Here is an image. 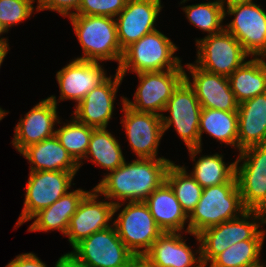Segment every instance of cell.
Returning <instances> with one entry per match:
<instances>
[{
  "label": "cell",
  "instance_id": "9c48e42d",
  "mask_svg": "<svg viewBox=\"0 0 266 267\" xmlns=\"http://www.w3.org/2000/svg\"><path fill=\"white\" fill-rule=\"evenodd\" d=\"M196 65L208 72L229 77L243 65L249 54L225 28L216 34L196 39Z\"/></svg>",
  "mask_w": 266,
  "mask_h": 267
},
{
  "label": "cell",
  "instance_id": "7bdbcfd3",
  "mask_svg": "<svg viewBox=\"0 0 266 267\" xmlns=\"http://www.w3.org/2000/svg\"><path fill=\"white\" fill-rule=\"evenodd\" d=\"M8 112L0 108V121L6 116Z\"/></svg>",
  "mask_w": 266,
  "mask_h": 267
},
{
  "label": "cell",
  "instance_id": "ab89813d",
  "mask_svg": "<svg viewBox=\"0 0 266 267\" xmlns=\"http://www.w3.org/2000/svg\"><path fill=\"white\" fill-rule=\"evenodd\" d=\"M222 4L224 5L226 3V6L235 4V3H245V2H253V0H220Z\"/></svg>",
  "mask_w": 266,
  "mask_h": 267
},
{
  "label": "cell",
  "instance_id": "8fae6325",
  "mask_svg": "<svg viewBox=\"0 0 266 267\" xmlns=\"http://www.w3.org/2000/svg\"><path fill=\"white\" fill-rule=\"evenodd\" d=\"M76 173L77 171H30L24 207L15 227L32 220L40 210L67 194Z\"/></svg>",
  "mask_w": 266,
  "mask_h": 267
},
{
  "label": "cell",
  "instance_id": "3957f363",
  "mask_svg": "<svg viewBox=\"0 0 266 267\" xmlns=\"http://www.w3.org/2000/svg\"><path fill=\"white\" fill-rule=\"evenodd\" d=\"M69 19L84 53L77 59L94 62L114 60L119 67L124 51L118 41L115 18L71 15Z\"/></svg>",
  "mask_w": 266,
  "mask_h": 267
},
{
  "label": "cell",
  "instance_id": "d590c367",
  "mask_svg": "<svg viewBox=\"0 0 266 267\" xmlns=\"http://www.w3.org/2000/svg\"><path fill=\"white\" fill-rule=\"evenodd\" d=\"M36 11L51 10L57 11L64 17L72 15L70 10L77 12L81 0H37Z\"/></svg>",
  "mask_w": 266,
  "mask_h": 267
},
{
  "label": "cell",
  "instance_id": "30bf717a",
  "mask_svg": "<svg viewBox=\"0 0 266 267\" xmlns=\"http://www.w3.org/2000/svg\"><path fill=\"white\" fill-rule=\"evenodd\" d=\"M164 111L170 113L169 116L161 115L164 133L174 124L176 132L188 149H200L199 121L202 107L193 88L185 79L169 98Z\"/></svg>",
  "mask_w": 266,
  "mask_h": 267
},
{
  "label": "cell",
  "instance_id": "7a4b0ae2",
  "mask_svg": "<svg viewBox=\"0 0 266 267\" xmlns=\"http://www.w3.org/2000/svg\"><path fill=\"white\" fill-rule=\"evenodd\" d=\"M246 211L237 181L205 187L195 209L188 216L185 232L198 235L209 227L238 218Z\"/></svg>",
  "mask_w": 266,
  "mask_h": 267
},
{
  "label": "cell",
  "instance_id": "f35d334b",
  "mask_svg": "<svg viewBox=\"0 0 266 267\" xmlns=\"http://www.w3.org/2000/svg\"><path fill=\"white\" fill-rule=\"evenodd\" d=\"M9 50V45L7 42H0V67L1 64L5 58V56L7 55Z\"/></svg>",
  "mask_w": 266,
  "mask_h": 267
},
{
  "label": "cell",
  "instance_id": "4316f807",
  "mask_svg": "<svg viewBox=\"0 0 266 267\" xmlns=\"http://www.w3.org/2000/svg\"><path fill=\"white\" fill-rule=\"evenodd\" d=\"M228 80L238 104L266 93V61L254 57L237 68Z\"/></svg>",
  "mask_w": 266,
  "mask_h": 267
},
{
  "label": "cell",
  "instance_id": "ba28073f",
  "mask_svg": "<svg viewBox=\"0 0 266 267\" xmlns=\"http://www.w3.org/2000/svg\"><path fill=\"white\" fill-rule=\"evenodd\" d=\"M243 164L239 166V163ZM236 179L246 210L266 214V144L254 145L239 152Z\"/></svg>",
  "mask_w": 266,
  "mask_h": 267
},
{
  "label": "cell",
  "instance_id": "1f68e13d",
  "mask_svg": "<svg viewBox=\"0 0 266 267\" xmlns=\"http://www.w3.org/2000/svg\"><path fill=\"white\" fill-rule=\"evenodd\" d=\"M190 23L208 33L207 36L221 32L225 19V6L220 0L185 6L182 8Z\"/></svg>",
  "mask_w": 266,
  "mask_h": 267
},
{
  "label": "cell",
  "instance_id": "4fadbf2b",
  "mask_svg": "<svg viewBox=\"0 0 266 267\" xmlns=\"http://www.w3.org/2000/svg\"><path fill=\"white\" fill-rule=\"evenodd\" d=\"M139 86L134 102L124 98V104L134 111L162 115L169 98L185 79L184 69L137 73ZM159 111V112H158Z\"/></svg>",
  "mask_w": 266,
  "mask_h": 267
},
{
  "label": "cell",
  "instance_id": "8d00e7d4",
  "mask_svg": "<svg viewBox=\"0 0 266 267\" xmlns=\"http://www.w3.org/2000/svg\"><path fill=\"white\" fill-rule=\"evenodd\" d=\"M57 266V262L55 267ZM6 267H47L35 254L24 253L16 256Z\"/></svg>",
  "mask_w": 266,
  "mask_h": 267
},
{
  "label": "cell",
  "instance_id": "9a60e30c",
  "mask_svg": "<svg viewBox=\"0 0 266 267\" xmlns=\"http://www.w3.org/2000/svg\"><path fill=\"white\" fill-rule=\"evenodd\" d=\"M98 197L97 190L91 189L70 218L65 236H68L72 248L93 233L113 226L109 221L113 219L115 205L110 201H97Z\"/></svg>",
  "mask_w": 266,
  "mask_h": 267
},
{
  "label": "cell",
  "instance_id": "83f0119b",
  "mask_svg": "<svg viewBox=\"0 0 266 267\" xmlns=\"http://www.w3.org/2000/svg\"><path fill=\"white\" fill-rule=\"evenodd\" d=\"M90 156L91 162L107 171L117 169L126 161L119 142L107 128H97L92 131L84 158L88 159Z\"/></svg>",
  "mask_w": 266,
  "mask_h": 267
},
{
  "label": "cell",
  "instance_id": "44dd1931",
  "mask_svg": "<svg viewBox=\"0 0 266 267\" xmlns=\"http://www.w3.org/2000/svg\"><path fill=\"white\" fill-rule=\"evenodd\" d=\"M186 244L180 232H164L141 258L150 267H199L201 246L196 253Z\"/></svg>",
  "mask_w": 266,
  "mask_h": 267
},
{
  "label": "cell",
  "instance_id": "cb8c5ba5",
  "mask_svg": "<svg viewBox=\"0 0 266 267\" xmlns=\"http://www.w3.org/2000/svg\"><path fill=\"white\" fill-rule=\"evenodd\" d=\"M163 232H182L188 215L170 185L165 181L144 201Z\"/></svg>",
  "mask_w": 266,
  "mask_h": 267
},
{
  "label": "cell",
  "instance_id": "60d3db41",
  "mask_svg": "<svg viewBox=\"0 0 266 267\" xmlns=\"http://www.w3.org/2000/svg\"><path fill=\"white\" fill-rule=\"evenodd\" d=\"M131 267H150L142 259H137Z\"/></svg>",
  "mask_w": 266,
  "mask_h": 267
},
{
  "label": "cell",
  "instance_id": "f6af8a7d",
  "mask_svg": "<svg viewBox=\"0 0 266 267\" xmlns=\"http://www.w3.org/2000/svg\"><path fill=\"white\" fill-rule=\"evenodd\" d=\"M186 1H188V0H182L180 3L182 4V3H185Z\"/></svg>",
  "mask_w": 266,
  "mask_h": 267
},
{
  "label": "cell",
  "instance_id": "e575fe53",
  "mask_svg": "<svg viewBox=\"0 0 266 267\" xmlns=\"http://www.w3.org/2000/svg\"><path fill=\"white\" fill-rule=\"evenodd\" d=\"M127 0H81L77 12L72 15L116 16L124 9Z\"/></svg>",
  "mask_w": 266,
  "mask_h": 267
},
{
  "label": "cell",
  "instance_id": "603a6c76",
  "mask_svg": "<svg viewBox=\"0 0 266 267\" xmlns=\"http://www.w3.org/2000/svg\"><path fill=\"white\" fill-rule=\"evenodd\" d=\"M22 154L31 164L30 171H78L79 164L53 136L29 145Z\"/></svg>",
  "mask_w": 266,
  "mask_h": 267
},
{
  "label": "cell",
  "instance_id": "5b68a950",
  "mask_svg": "<svg viewBox=\"0 0 266 267\" xmlns=\"http://www.w3.org/2000/svg\"><path fill=\"white\" fill-rule=\"evenodd\" d=\"M263 224H266L265 213L247 210L241 217L209 227L198 235L193 234L201 246L202 263L207 265L232 244L252 239Z\"/></svg>",
  "mask_w": 266,
  "mask_h": 267
},
{
  "label": "cell",
  "instance_id": "2e32d148",
  "mask_svg": "<svg viewBox=\"0 0 266 267\" xmlns=\"http://www.w3.org/2000/svg\"><path fill=\"white\" fill-rule=\"evenodd\" d=\"M161 9V0H127L126 6L115 18L118 41L123 51L156 30L154 24Z\"/></svg>",
  "mask_w": 266,
  "mask_h": 267
},
{
  "label": "cell",
  "instance_id": "d6986e66",
  "mask_svg": "<svg viewBox=\"0 0 266 267\" xmlns=\"http://www.w3.org/2000/svg\"><path fill=\"white\" fill-rule=\"evenodd\" d=\"M111 77H107L92 89L75 106L73 117L77 121L95 129L107 128L112 118L116 93L123 80L117 71L113 81Z\"/></svg>",
  "mask_w": 266,
  "mask_h": 267
},
{
  "label": "cell",
  "instance_id": "bcb514c9",
  "mask_svg": "<svg viewBox=\"0 0 266 267\" xmlns=\"http://www.w3.org/2000/svg\"><path fill=\"white\" fill-rule=\"evenodd\" d=\"M199 267H207V266H206V264H202V265H201V266H199Z\"/></svg>",
  "mask_w": 266,
  "mask_h": 267
},
{
  "label": "cell",
  "instance_id": "52a82bcc",
  "mask_svg": "<svg viewBox=\"0 0 266 267\" xmlns=\"http://www.w3.org/2000/svg\"><path fill=\"white\" fill-rule=\"evenodd\" d=\"M112 223L119 238L138 259L164 233L144 201L129 202Z\"/></svg>",
  "mask_w": 266,
  "mask_h": 267
},
{
  "label": "cell",
  "instance_id": "ee69618b",
  "mask_svg": "<svg viewBox=\"0 0 266 267\" xmlns=\"http://www.w3.org/2000/svg\"><path fill=\"white\" fill-rule=\"evenodd\" d=\"M4 32L1 30V28H0V35H2ZM8 39H6V38H0V42H8L7 41Z\"/></svg>",
  "mask_w": 266,
  "mask_h": 267
},
{
  "label": "cell",
  "instance_id": "277c9868",
  "mask_svg": "<svg viewBox=\"0 0 266 267\" xmlns=\"http://www.w3.org/2000/svg\"><path fill=\"white\" fill-rule=\"evenodd\" d=\"M177 49L166 35L156 29L124 50L116 70L124 78L129 70L137 74L184 69L180 58L173 56Z\"/></svg>",
  "mask_w": 266,
  "mask_h": 267
},
{
  "label": "cell",
  "instance_id": "74e56055",
  "mask_svg": "<svg viewBox=\"0 0 266 267\" xmlns=\"http://www.w3.org/2000/svg\"><path fill=\"white\" fill-rule=\"evenodd\" d=\"M56 267H88V266H85L77 262L72 256L66 253L57 260Z\"/></svg>",
  "mask_w": 266,
  "mask_h": 267
},
{
  "label": "cell",
  "instance_id": "8992f818",
  "mask_svg": "<svg viewBox=\"0 0 266 267\" xmlns=\"http://www.w3.org/2000/svg\"><path fill=\"white\" fill-rule=\"evenodd\" d=\"M68 254L88 267H131L138 259L119 238L114 225L81 240Z\"/></svg>",
  "mask_w": 266,
  "mask_h": 267
},
{
  "label": "cell",
  "instance_id": "836d02e7",
  "mask_svg": "<svg viewBox=\"0 0 266 267\" xmlns=\"http://www.w3.org/2000/svg\"><path fill=\"white\" fill-rule=\"evenodd\" d=\"M36 0H0V28L5 33L12 27L29 18L34 11Z\"/></svg>",
  "mask_w": 266,
  "mask_h": 267
},
{
  "label": "cell",
  "instance_id": "b9f144b4",
  "mask_svg": "<svg viewBox=\"0 0 266 267\" xmlns=\"http://www.w3.org/2000/svg\"><path fill=\"white\" fill-rule=\"evenodd\" d=\"M246 267H266L264 263H261L260 261L251 265H248Z\"/></svg>",
  "mask_w": 266,
  "mask_h": 267
},
{
  "label": "cell",
  "instance_id": "5bb4252c",
  "mask_svg": "<svg viewBox=\"0 0 266 267\" xmlns=\"http://www.w3.org/2000/svg\"><path fill=\"white\" fill-rule=\"evenodd\" d=\"M124 118L120 122L137 158H157L160 139L164 134L162 117L153 113L137 112L124 104Z\"/></svg>",
  "mask_w": 266,
  "mask_h": 267
},
{
  "label": "cell",
  "instance_id": "7c38bea8",
  "mask_svg": "<svg viewBox=\"0 0 266 267\" xmlns=\"http://www.w3.org/2000/svg\"><path fill=\"white\" fill-rule=\"evenodd\" d=\"M226 8L225 17L227 14L235 18L224 28L250 56L266 58V11L254 2L235 3Z\"/></svg>",
  "mask_w": 266,
  "mask_h": 267
},
{
  "label": "cell",
  "instance_id": "6da1fadb",
  "mask_svg": "<svg viewBox=\"0 0 266 267\" xmlns=\"http://www.w3.org/2000/svg\"><path fill=\"white\" fill-rule=\"evenodd\" d=\"M171 163L172 161L164 157L138 158L131 163L125 161L117 169L104 175L94 188L99 195L110 199V202L115 205V214L126 200L128 202L145 201L166 181V172Z\"/></svg>",
  "mask_w": 266,
  "mask_h": 267
},
{
  "label": "cell",
  "instance_id": "7402d4cb",
  "mask_svg": "<svg viewBox=\"0 0 266 267\" xmlns=\"http://www.w3.org/2000/svg\"><path fill=\"white\" fill-rule=\"evenodd\" d=\"M238 150L266 144V93L238 105Z\"/></svg>",
  "mask_w": 266,
  "mask_h": 267
},
{
  "label": "cell",
  "instance_id": "4dcf8cb0",
  "mask_svg": "<svg viewBox=\"0 0 266 267\" xmlns=\"http://www.w3.org/2000/svg\"><path fill=\"white\" fill-rule=\"evenodd\" d=\"M166 182L173 189L182 209L189 216L199 202L203 188L186 171L184 166L171 163L166 172Z\"/></svg>",
  "mask_w": 266,
  "mask_h": 267
},
{
  "label": "cell",
  "instance_id": "484cf974",
  "mask_svg": "<svg viewBox=\"0 0 266 267\" xmlns=\"http://www.w3.org/2000/svg\"><path fill=\"white\" fill-rule=\"evenodd\" d=\"M203 132L238 149V112L202 108L199 121L200 149H188L192 161H195V156L202 151Z\"/></svg>",
  "mask_w": 266,
  "mask_h": 267
},
{
  "label": "cell",
  "instance_id": "ac0fdd59",
  "mask_svg": "<svg viewBox=\"0 0 266 267\" xmlns=\"http://www.w3.org/2000/svg\"><path fill=\"white\" fill-rule=\"evenodd\" d=\"M186 68L192 76V82L185 72V80L193 88L202 108L221 111H237L238 103L231 90L228 77L211 73L196 64L187 63Z\"/></svg>",
  "mask_w": 266,
  "mask_h": 267
},
{
  "label": "cell",
  "instance_id": "e0dca14e",
  "mask_svg": "<svg viewBox=\"0 0 266 267\" xmlns=\"http://www.w3.org/2000/svg\"><path fill=\"white\" fill-rule=\"evenodd\" d=\"M55 96L41 100L15 126L12 145L21 153L29 145L55 136L54 125L60 123ZM58 121V122H57Z\"/></svg>",
  "mask_w": 266,
  "mask_h": 267
},
{
  "label": "cell",
  "instance_id": "d6a6232c",
  "mask_svg": "<svg viewBox=\"0 0 266 267\" xmlns=\"http://www.w3.org/2000/svg\"><path fill=\"white\" fill-rule=\"evenodd\" d=\"M94 129L95 128L77 121L74 117L70 123H66L59 129H56L55 136L79 164V168L83 164L81 161L84 159L88 150L90 137Z\"/></svg>",
  "mask_w": 266,
  "mask_h": 267
},
{
  "label": "cell",
  "instance_id": "d4e9b609",
  "mask_svg": "<svg viewBox=\"0 0 266 267\" xmlns=\"http://www.w3.org/2000/svg\"><path fill=\"white\" fill-rule=\"evenodd\" d=\"M88 192L79 188L60 197L51 206L40 210L32 217L35 220L28 231L48 232L50 230H59L66 235L70 218L74 215L79 203Z\"/></svg>",
  "mask_w": 266,
  "mask_h": 267
},
{
  "label": "cell",
  "instance_id": "f1b7e54d",
  "mask_svg": "<svg viewBox=\"0 0 266 267\" xmlns=\"http://www.w3.org/2000/svg\"><path fill=\"white\" fill-rule=\"evenodd\" d=\"M265 233L261 229L252 239L232 244L217 255L209 267H246L259 262Z\"/></svg>",
  "mask_w": 266,
  "mask_h": 267
},
{
  "label": "cell",
  "instance_id": "ffe728a7",
  "mask_svg": "<svg viewBox=\"0 0 266 267\" xmlns=\"http://www.w3.org/2000/svg\"><path fill=\"white\" fill-rule=\"evenodd\" d=\"M106 78V73L99 62L76 58L56 73L60 88L59 100H75L78 104Z\"/></svg>",
  "mask_w": 266,
  "mask_h": 267
},
{
  "label": "cell",
  "instance_id": "f546056e",
  "mask_svg": "<svg viewBox=\"0 0 266 267\" xmlns=\"http://www.w3.org/2000/svg\"><path fill=\"white\" fill-rule=\"evenodd\" d=\"M194 164L190 174L202 188L224 184L228 181H237L236 162L226 166L221 154L202 155Z\"/></svg>",
  "mask_w": 266,
  "mask_h": 267
}]
</instances>
